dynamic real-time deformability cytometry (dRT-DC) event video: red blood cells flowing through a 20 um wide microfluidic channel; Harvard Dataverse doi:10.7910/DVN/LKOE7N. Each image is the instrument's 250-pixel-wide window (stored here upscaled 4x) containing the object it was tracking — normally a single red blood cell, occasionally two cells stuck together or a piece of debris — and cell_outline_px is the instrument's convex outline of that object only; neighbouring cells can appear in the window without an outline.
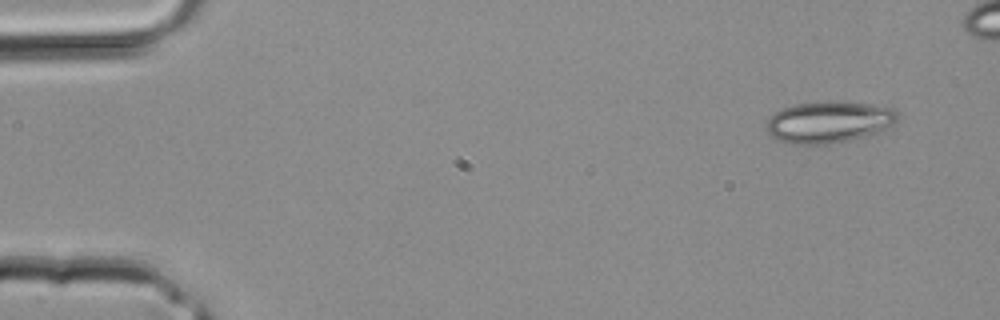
{"species": "common noctule bat (a hibernating species)", "species_latin": "Nyctalus noctula", "temperature_condition": "room temperature", "stored_images_in_passage": 4, "camera_frame_rate_fps": 3000, "um_per_image_px": 0.085, "animal": {"sex": "male", "body_mass_g": 20.4}, "frame": {"image": 1, "passage_image": 1, "time_ms": 0.0, "image_size_px": [1000, 320], "cell_outline_px": [[896, 120], [892, 124], [876, 132], [864, 136], [848, 140], [828, 144], [792, 144], [780, 140], [772, 136], [768, 132], [764, 124], [776, 112], [784, 108], [796, 104], [824, 100], [832, 100], [872, 104], [892, 108], [896, 112]], "centroid_in_image_um": [70.41, 10.35], "position_along_channel_um": 14.6, "area_um2": 31.56}}